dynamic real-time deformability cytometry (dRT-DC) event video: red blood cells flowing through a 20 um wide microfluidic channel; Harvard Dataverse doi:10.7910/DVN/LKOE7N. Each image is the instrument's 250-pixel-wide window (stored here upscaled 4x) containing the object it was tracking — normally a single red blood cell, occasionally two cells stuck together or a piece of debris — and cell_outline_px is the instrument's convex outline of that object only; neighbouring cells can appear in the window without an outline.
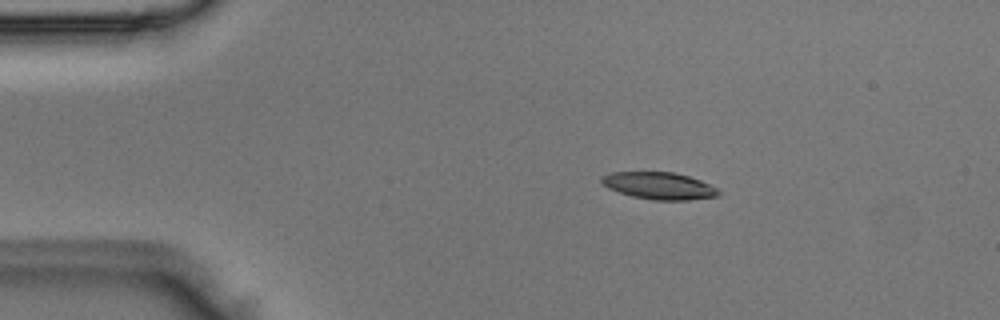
{"species": "Egyptian fruit bat (a non-hibernating species)", "species_latin": "Rousettus aegyptiacus", "temperature_condition": "room temperature", "stored_images_in_passage": 3, "camera_frame_rate_fps": 3000, "um_per_image_px": 0.085, "animal": {"sex": "male"}, "frame": {"image": 1, "passage_image": 1, "time_ms": 0.0, "image_size_px": [1000, 320], "cell_outline_px": [[720, 196], [688, 200], [652, 200], [632, 196], [608, 188], [600, 180], [600, 176], [612, 172], [672, 172], [688, 176], [700, 180], [716, 188], [720, 192]], "centroid_in_image_um": [56.02, 15.79], "position_along_channel_um": 29.0, "area_um2": 18.38}}